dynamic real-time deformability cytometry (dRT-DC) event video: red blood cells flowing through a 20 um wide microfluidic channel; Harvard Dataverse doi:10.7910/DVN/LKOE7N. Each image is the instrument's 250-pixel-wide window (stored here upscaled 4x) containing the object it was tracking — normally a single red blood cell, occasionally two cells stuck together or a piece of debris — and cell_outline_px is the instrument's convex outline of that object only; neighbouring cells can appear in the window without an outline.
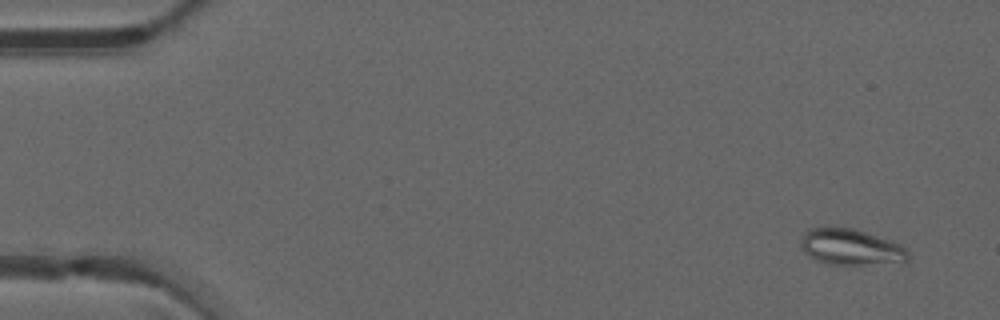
{"species": "common noctule bat (a hibernating species)", "species_latin": "Nyctalus noctula", "temperature_condition": "warm", "stored_images_in_passage": 49, "camera_frame_rate_fps": 3000, "um_per_image_px": 0.085, "animal": {"sex": "male", "forearm_length_mm": 52.5}, "frame": {"image": 1, "passage_image": 3, "time_ms": 0.667, "image_size_px": [1000, 320], "cell_outline_px": [[908, 260], [864, 264], [828, 264], [816, 260], [808, 256], [804, 252], [800, 244], [800, 240], [804, 232], [808, 228], [852, 228], [900, 244], [908, 248]], "centroid_in_image_um": [72.26, 20.99], "position_along_channel_um": 12.7, "area_um2": 22.08}}
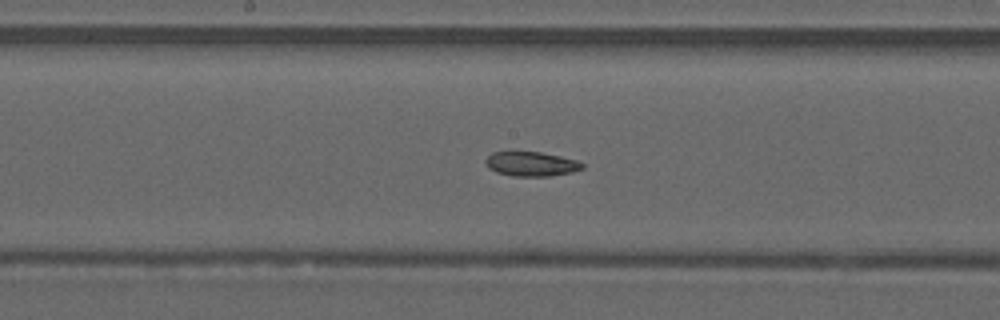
{"frame": {"image": 2, "passage_image": 26, "time_ms": 8.333, "image_size_px": [1000, 320], "cell_outline_px": [[584, 168], [572, 172], [548, 176], [512, 176], [496, 172], [488, 168], [484, 164], [484, 160], [492, 152], [540, 152], [560, 156], [576, 160], [584, 164]], "centroid_in_image_um": [45.13, 13.94], "position_along_channel_um": 203.1, "area_um2": 13.81}}
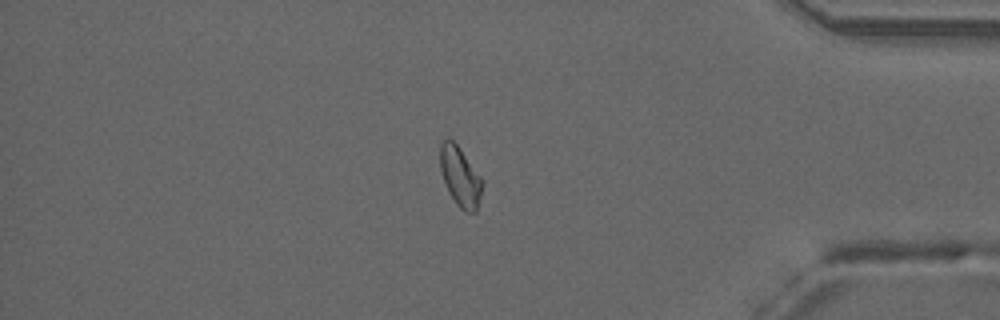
{"frame": {"image": 3, "passage_image": 42, "time_ms": 13.667, "image_size_px": [1000, 320], "cell_outline_px": [[484, 184], [476, 212], [464, 212], [456, 204], [448, 192], [444, 184], [440, 168], [440, 144], [444, 140], [452, 140], [460, 148], [484, 180]], "centroid_in_image_um": [39.13, 15.04], "position_along_channel_um": 396.1, "area_um2": 14.85}, "authors_computed_cell_mechanics": {"area_um2": 15.2014, "velocity_mm_per_s": 4.1846, "shape_relaxation_time_tau1_ms": null, "shape_relaxation_time_tau2_ms": 6.9897, "deformation_change_tau1": null, "deformation_change_tau2": 0.1443}}